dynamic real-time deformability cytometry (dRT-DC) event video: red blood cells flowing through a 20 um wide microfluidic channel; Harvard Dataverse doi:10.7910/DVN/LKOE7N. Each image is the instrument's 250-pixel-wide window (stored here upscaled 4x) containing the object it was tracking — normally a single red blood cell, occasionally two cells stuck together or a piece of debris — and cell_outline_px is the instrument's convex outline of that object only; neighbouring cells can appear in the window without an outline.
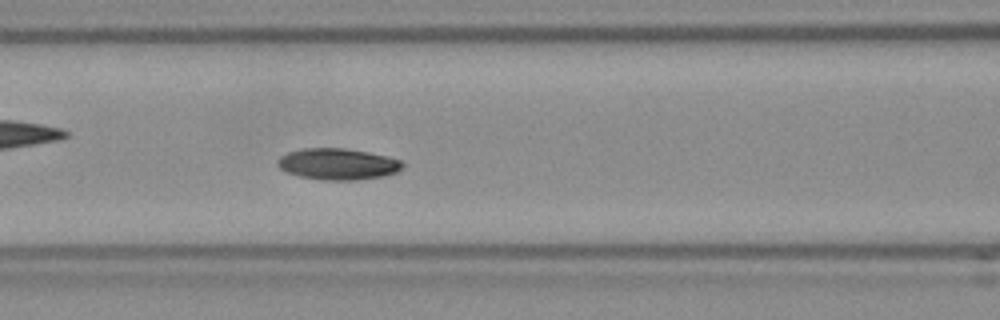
{"species": "Egyptian fruit bat (a non-hibernating species)", "species_latin": "Rousettus aegyptiacus", "temperature_condition": "room temperature", "stored_images_in_passage": 35, "camera_frame_rate_fps": 3000, "um_per_image_px": 0.085, "frame": {"image": 1, "passage_image": 16, "time_ms": 5.0, "image_size_px": [1000, 320], "cell_outline_px": [[404, 164], [396, 172], [384, 176], [356, 180], [320, 180], [300, 176], [288, 172], [280, 168], [276, 164], [276, 160], [280, 156], [288, 152], [304, 148], [344, 148], [368, 152], [400, 160]], "centroid_in_image_um": [28.67, 13.94], "position_along_channel_um": 137.9, "area_um2": 22.72}, "authors_computed_cell_mechanics": {"area_um2": 22.253, "velocity_mm_per_s": 3.7532, "shape_relaxation_time_tau1_ms": 3.7106, "shape_relaxation_time_tau2_ms": 6.1004, "deformation_change_tau1": 0.1093, "deformation_change_tau2": 0.0909}}